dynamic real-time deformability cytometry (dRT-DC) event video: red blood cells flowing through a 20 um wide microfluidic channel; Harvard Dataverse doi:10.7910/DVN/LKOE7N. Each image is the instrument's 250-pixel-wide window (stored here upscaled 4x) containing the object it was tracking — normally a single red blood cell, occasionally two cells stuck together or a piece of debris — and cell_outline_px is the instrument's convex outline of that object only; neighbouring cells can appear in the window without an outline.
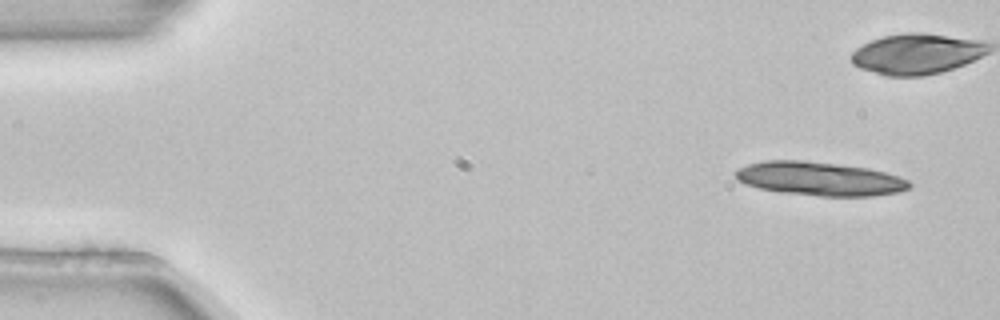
{"species": "common noctule bat (a hibernating species)", "species_latin": "Nyctalus noctula", "temperature_condition": "room temperature", "stored_images_in_passage": 4, "camera_frame_rate_fps": 3000, "um_per_image_px": 0.085, "animal": {"sex": "female", "body_mass_g": 22.7, "forearm_length_mm": 54.2}, "frame": {"image": 1, "passage_image": 1, "time_ms": 0.0, "image_size_px": [1000, 320], "cell_outline_px": [[912, 184], [908, 188], [900, 192], [872, 196], [820, 196], [780, 192], [760, 188], [736, 180], [736, 172], [740, 168], [748, 164], [764, 160], [800, 160], [836, 164], [868, 168], [900, 176], [908, 180]], "centroid_in_image_um": [69.7, 15.19], "position_along_channel_um": 15.3, "area_um2": 33.99}}